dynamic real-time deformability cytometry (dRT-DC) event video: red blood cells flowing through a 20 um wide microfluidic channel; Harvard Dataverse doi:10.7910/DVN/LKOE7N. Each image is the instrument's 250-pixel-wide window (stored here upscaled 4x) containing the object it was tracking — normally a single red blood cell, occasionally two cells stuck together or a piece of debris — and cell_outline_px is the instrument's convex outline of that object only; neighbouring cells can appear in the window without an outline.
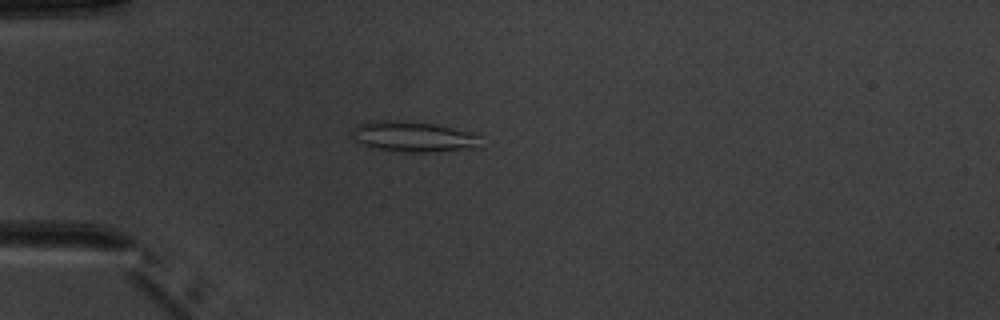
{"species": "common noctule bat (a hibernating species)", "species_latin": "Nyctalus noctula", "temperature_condition": "warm", "stored_images_in_passage": 4, "camera_frame_rate_fps": 3000, "um_per_image_px": 0.085, "animal": {"sex": "male", "body_mass_g": 20.1, "forearm_length_mm": 53.5}, "frame": {"image": 1, "passage_image": 4, "time_ms": 3.667, "image_size_px": [1000, 320], "cell_outline_px": [[484, 148], [436, 152], [404, 152], [372, 148], [352, 140], [352, 132], [360, 124], [368, 120], [396, 120], [432, 124], [476, 132], [480, 136]], "centroid_in_image_um": [35.23, 11.63], "position_along_channel_um": 49.8, "area_um2": 23.52}}